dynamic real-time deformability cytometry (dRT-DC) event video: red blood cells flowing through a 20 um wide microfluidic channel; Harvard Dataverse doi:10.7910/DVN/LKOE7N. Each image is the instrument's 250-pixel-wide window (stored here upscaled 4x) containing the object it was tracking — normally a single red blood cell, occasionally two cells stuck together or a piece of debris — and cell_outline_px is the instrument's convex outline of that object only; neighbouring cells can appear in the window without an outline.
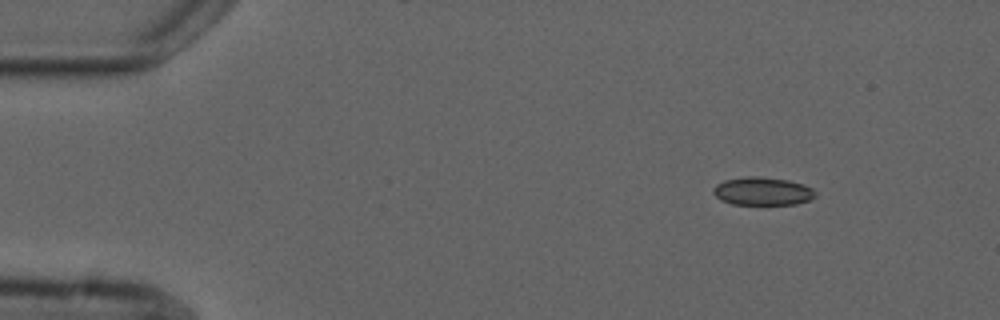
{"species": "common noctule bat (a hibernating species)", "species_latin": "Nyctalus noctula", "temperature_condition": "cold", "stored_images_in_passage": 12, "camera_frame_rate_fps": 3000, "um_per_image_px": 0.085, "animal": {"sex": "male", "forearm_length_mm": 52.5}, "frame": {"image": 1, "passage_image": 1, "time_ms": 0.0, "image_size_px": [1000, 320], "cell_outline_px": [[816, 196], [808, 200], [796, 204], [732, 204], [720, 200], [712, 192], [712, 188], [716, 184], [724, 180], [748, 176], [756, 176], [788, 180], [804, 184], [812, 188], [816, 192]], "centroid_in_image_um": [64.8, 16.25], "position_along_channel_um": 20.2, "area_um2": 16.76}}
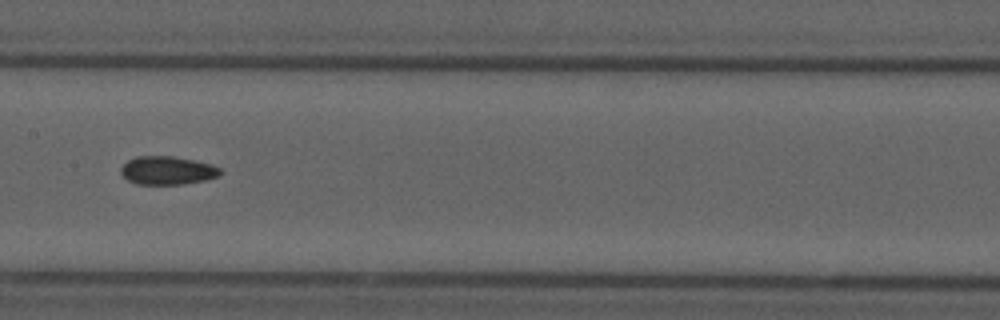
{"frame": {"image": 2, "passage_image": 6, "time_ms": 7.0, "image_size_px": [1000, 320], "cell_outline_px": [[224, 172], [220, 176], [204, 180], [184, 184], [136, 184], [128, 180], [120, 172], [120, 168], [128, 160], [136, 156], [172, 156], [212, 164], [220, 168]], "centroid_in_image_um": [14.25, 14.49], "position_along_channel_um": 193.2, "area_um2": 16.47}}
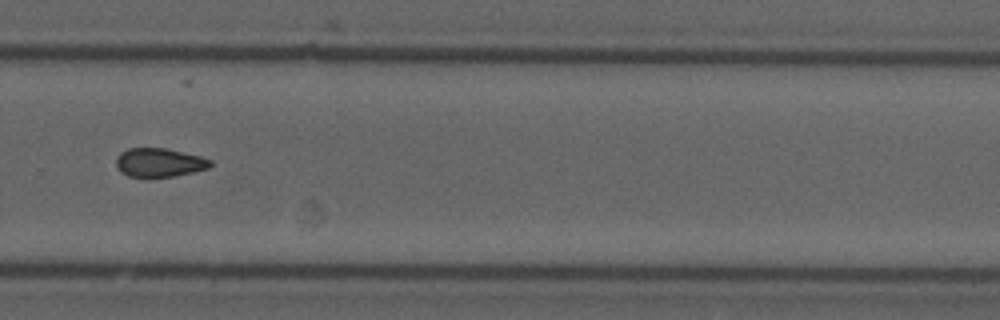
{"frame": {"image": 3, "passage_image": 9, "time_ms": 10.333, "image_size_px": [1000, 320], "cell_outline_px": [[212, 164], [208, 168], [192, 172], [172, 176], [128, 176], [120, 172], [116, 164], [116, 156], [120, 152], [128, 148], [164, 148], [200, 156], [212, 160]], "centroid_in_image_um": [13.51, 13.8], "position_along_channel_um": 316.3, "area_um2": 15.61}, "authors_computed_cell_mechanics": {"area_um2": 16.6175, "velocity_mm_per_s": 3.7004, "shape_relaxation_time_tau1_ms": 3.8727, "shape_relaxation_time_tau2_ms": null, "deformation_change_tau1": 0.0379, "deformation_change_tau2": null}}